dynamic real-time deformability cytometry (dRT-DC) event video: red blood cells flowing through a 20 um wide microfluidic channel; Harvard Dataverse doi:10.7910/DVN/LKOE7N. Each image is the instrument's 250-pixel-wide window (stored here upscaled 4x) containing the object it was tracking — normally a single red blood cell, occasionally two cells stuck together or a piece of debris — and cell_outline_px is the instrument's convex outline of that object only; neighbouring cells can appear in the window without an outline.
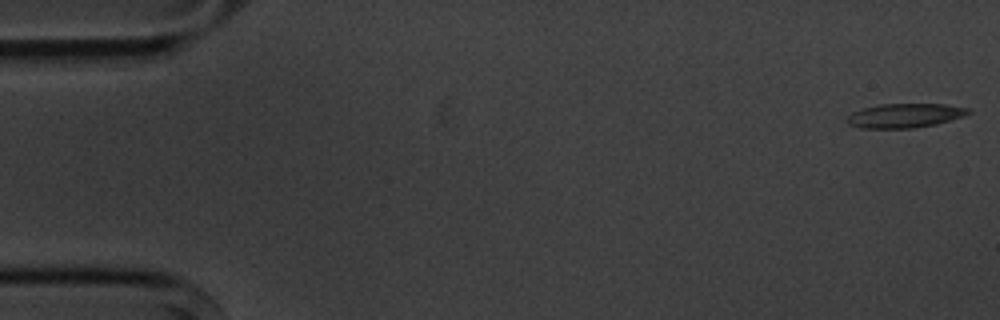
{"species": "common noctule bat (a hibernating species)", "species_latin": "Nyctalus noctula", "temperature_condition": "cold", "stored_images_in_passage": 5, "camera_frame_rate_fps": 3000, "um_per_image_px": 0.085, "animal": {"sex": "male", "body_mass_g": 20.1, "forearm_length_mm": 53.5}, "frame": {"image": 1, "passage_image": 1, "time_ms": 0.0, "image_size_px": [1000, 320], "cell_outline_px": [[972, 112], [964, 116], [936, 124], [912, 128], [860, 128], [848, 124], [844, 120], [852, 112], [864, 108], [880, 104], [944, 104], [968, 108]], "centroid_in_image_um": [76.89, 9.82], "position_along_channel_um": 8.1, "area_um2": 17.11}}
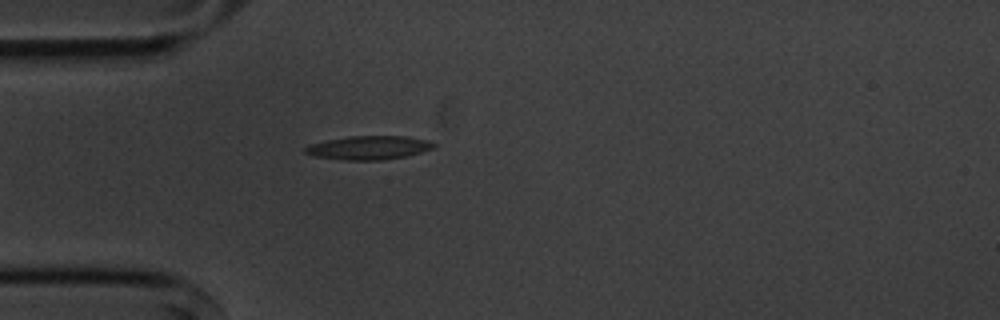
{"frame": {"image": 2, "passage_image": 5, "time_ms": 4.667, "image_size_px": [1000, 320], "cell_outline_px": [[436, 144], [432, 148], [420, 152], [404, 156], [380, 160], [344, 160], [316, 156], [304, 152], [304, 148], [308, 144], [348, 136], [404, 136], [428, 140]], "centroid_in_image_um": [31.31, 12.54], "position_along_channel_um": 53.7, "area_um2": 17.51}}